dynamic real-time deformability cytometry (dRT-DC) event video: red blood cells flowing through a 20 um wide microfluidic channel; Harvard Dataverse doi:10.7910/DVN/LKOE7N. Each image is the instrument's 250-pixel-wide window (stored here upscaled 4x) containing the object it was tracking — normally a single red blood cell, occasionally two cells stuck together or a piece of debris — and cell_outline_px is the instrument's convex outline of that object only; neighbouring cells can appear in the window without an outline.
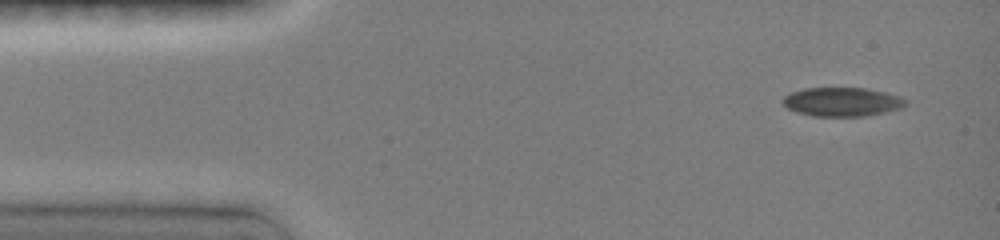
{"species": "common noctule bat (a hibernating species)", "species_latin": "Nyctalus noctula", "temperature_condition": "room temperature", "stored_images_in_passage": 4, "camera_frame_rate_fps": 3000, "um_per_image_px": 0.085, "animal": {"sex": "female", "body_mass_g": 19.0, "forearm_length_mm": 51.5}, "frame": {"image": 1, "passage_image": 1, "time_ms": 0.0, "image_size_px": [1000, 240], "cell_outline_px": [[908, 104], [900, 108], [884, 112], [864, 116], [816, 116], [796, 112], [788, 108], [780, 100], [784, 96], [792, 92], [804, 88], [864, 88], [884, 92], [900, 96], [908, 100]], "centroid_in_image_um": [71.58, 8.65], "position_along_channel_um": 13.4, "area_um2": 20.63}}
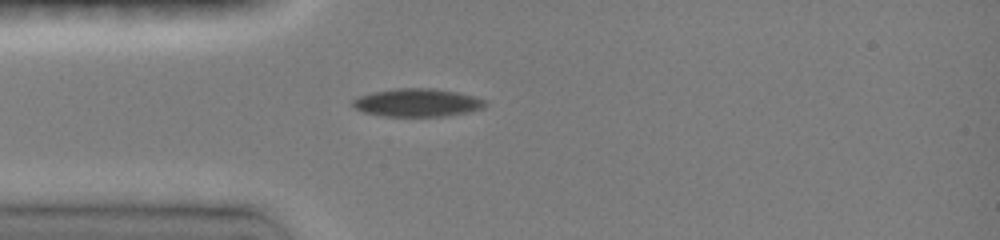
{"frame": {"image": 2, "passage_image": 4, "time_ms": 3.0, "image_size_px": [1000, 240], "cell_outline_px": [[488, 104], [484, 108], [468, 112], [444, 116], [384, 116], [364, 112], [356, 108], [352, 104], [352, 100], [356, 96], [372, 92], [396, 88], [432, 88], [456, 92], [476, 96], [484, 100]], "centroid_in_image_um": [35.47, 8.72], "position_along_channel_um": 49.5, "area_um2": 21.73}}